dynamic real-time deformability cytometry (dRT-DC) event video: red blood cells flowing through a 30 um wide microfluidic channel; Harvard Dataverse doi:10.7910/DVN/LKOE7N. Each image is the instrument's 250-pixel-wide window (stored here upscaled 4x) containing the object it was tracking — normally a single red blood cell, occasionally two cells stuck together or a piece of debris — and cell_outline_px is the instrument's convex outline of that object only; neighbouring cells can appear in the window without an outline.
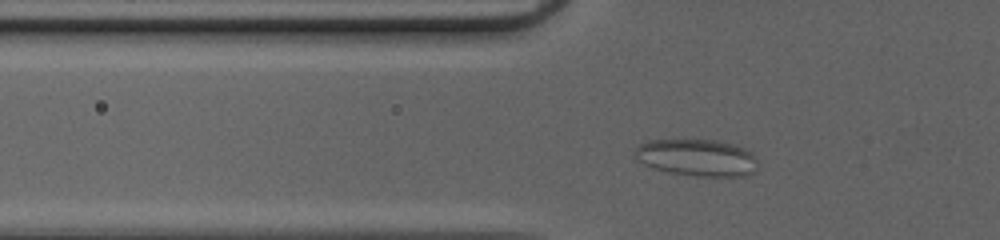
{"species": "common noctule bat (a hibernating species)", "species_latin": "Nyctalus noctula", "temperature_condition": "cold", "stored_images_in_passage": 41, "camera_frame_rate_fps": 3000, "um_per_image_px": 0.085, "animal": {"sex": "female", "body_mass_g": 20.0, "forearm_length_mm": 54.0}, "frame": {"image": 1, "passage_image": 8, "time_ms": 2.333, "image_size_px": [1000, 240], "cell_outline_px": [[756, 172], [744, 176], [692, 176], [668, 172], [652, 168], [636, 160], [636, 148], [640, 144], [648, 140], [676, 136], [716, 140], [732, 144], [744, 148], [752, 152], [756, 156]], "centroid_in_image_um": [59.2, 13.35], "position_along_channel_um": 66.6, "area_um2": 27.57}}
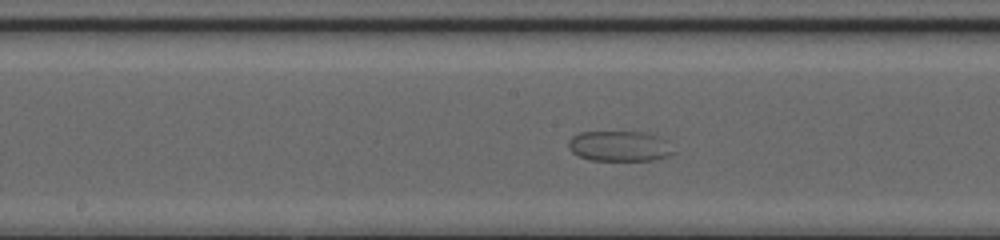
{"frame": {"image": 2, "passage_image": 18, "time_ms": 5.667, "image_size_px": [1000, 240], "cell_outline_px": [[676, 152], [668, 156], [656, 160], [592, 160], [580, 156], [572, 152], [568, 148], [568, 140], [572, 136], [580, 132], [648, 132], [660, 136], [668, 140]], "centroid_in_image_um": [52.72, 12.41], "position_along_channel_um": 195.5, "area_um2": 18.9}}
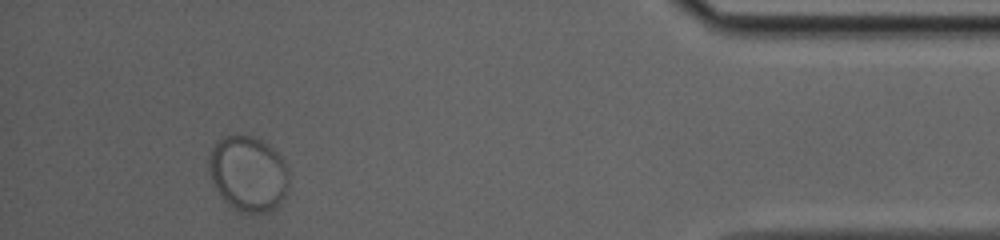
{"frame": {"image": 3, "passage_image": 38, "time_ms": 12.333, "image_size_px": [1000, 240], "cell_outline_px": [[288, 188], [284, 196], [272, 208], [264, 212], [248, 212], [236, 208], [220, 196], [212, 184], [208, 172], [208, 156], [216, 140], [224, 136], [252, 136], [268, 144], [284, 160], [288, 168]], "centroid_in_image_um": [21.06, 14.71], "position_along_channel_um": 414.1, "area_um2": 34.85}}